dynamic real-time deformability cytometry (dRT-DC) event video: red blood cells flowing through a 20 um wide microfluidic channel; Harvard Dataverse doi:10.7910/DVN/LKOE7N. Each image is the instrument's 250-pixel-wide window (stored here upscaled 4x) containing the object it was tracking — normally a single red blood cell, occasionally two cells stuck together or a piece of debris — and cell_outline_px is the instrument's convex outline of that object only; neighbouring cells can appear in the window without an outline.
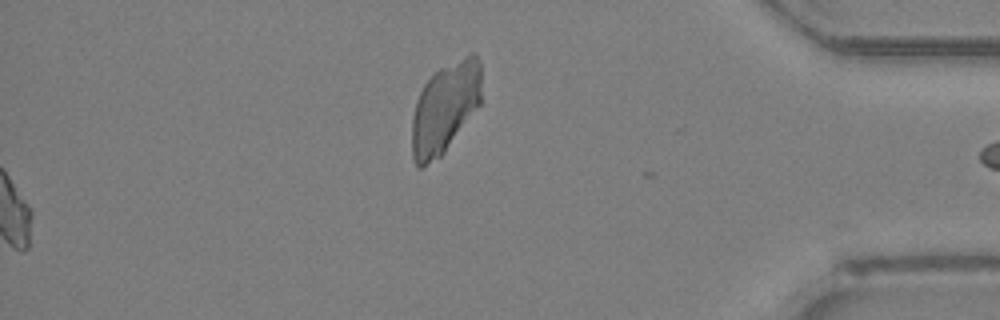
{"species": "Egyptian fruit bat (a non-hibernating species)", "species_latin": "Rousettus aegyptiacus", "temperature_condition": "room temperature", "stored_images_in_passage": 41, "segment_of_instrument_passage": [2, 2], "camera_frame_rate_fps": 3000, "um_per_image_px": 0.085, "animal": {"sex": "female"}, "frame": {"image": 1, "passage_image": 41, "time_ms": 13.333, "image_size_px": [1000, 320], "cell_outline_px": [[480, 104], [444, 152], [440, 156], [420, 168], [416, 164], [412, 156], [412, 120], [416, 100], [424, 84], [440, 68], [472, 52], [480, 60]], "centroid_in_image_um": [37.81, 9.16], "position_along_channel_um": 397.4, "area_um2": 36.18}}